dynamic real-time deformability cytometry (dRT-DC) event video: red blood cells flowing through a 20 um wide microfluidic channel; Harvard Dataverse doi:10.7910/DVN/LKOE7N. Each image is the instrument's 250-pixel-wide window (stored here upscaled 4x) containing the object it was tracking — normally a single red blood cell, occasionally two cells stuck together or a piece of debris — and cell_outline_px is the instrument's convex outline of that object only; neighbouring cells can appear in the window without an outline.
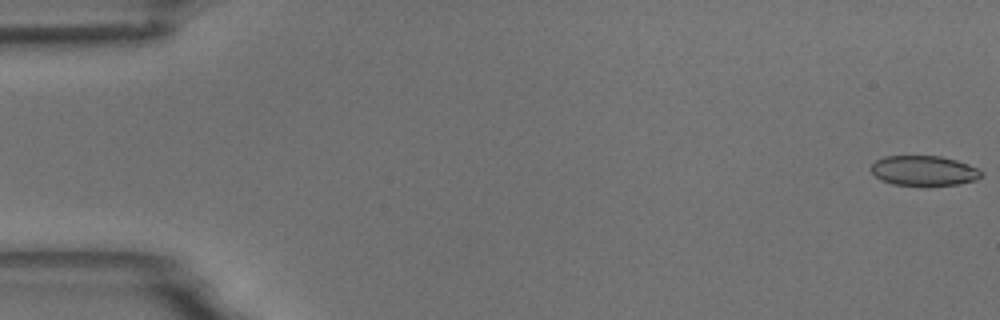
{"species": "common noctule bat (a hibernating species)", "species_latin": "Nyctalus noctula", "temperature_condition": "room temperature", "stored_images_in_passage": 11, "camera_frame_rate_fps": 3000, "um_per_image_px": 0.085, "animal": {"sex": "male", "body_mass_g": 18.8}, "frame": {"image": 1, "passage_image": 1, "time_ms": 0.0, "image_size_px": [1000, 320], "cell_outline_px": [[984, 176], [976, 180], [956, 184], [892, 184], [880, 180], [868, 168], [876, 160], [884, 156], [940, 156], [956, 160], [968, 164], [984, 172]], "centroid_in_image_um": [78.52, 14.49], "position_along_channel_um": 6.5, "area_um2": 19.07}}
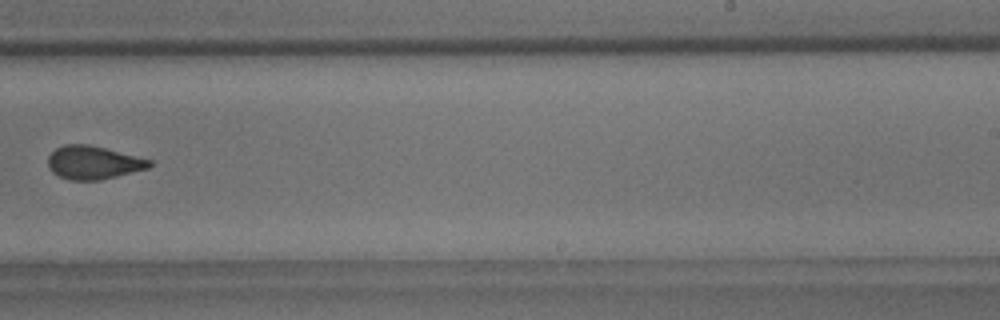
{"frame": {"image": 2, "passage_image": 10, "time_ms": 11.333, "image_size_px": [1000, 320], "cell_outline_px": [[152, 164], [148, 168], [100, 180], [68, 180], [52, 172], [48, 168], [48, 156], [56, 148], [64, 144], [88, 144], [152, 160]], "centroid_in_image_um": [7.9, 13.82], "position_along_channel_um": 281.1, "area_um2": 19.54}}
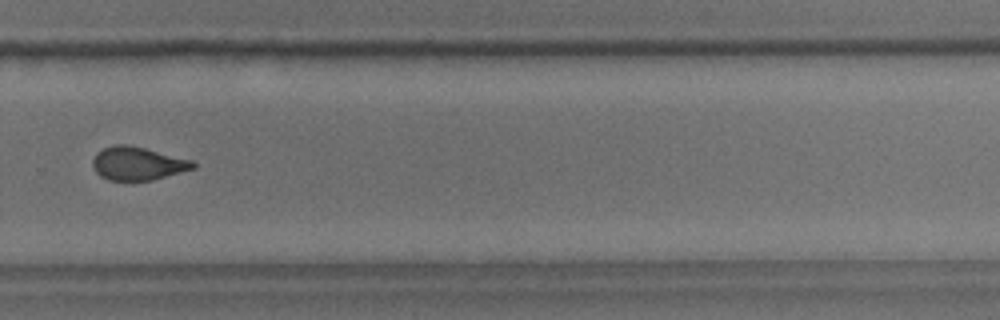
{"frame": {"image": 3, "passage_image": 11, "time_ms": 12.333, "image_size_px": [1000, 320], "cell_outline_px": [[196, 168], [152, 180], [108, 180], [100, 176], [96, 172], [92, 164], [92, 160], [96, 152], [104, 148], [116, 144], [124, 144], [144, 148], [192, 160], [196, 164]], "centroid_in_image_um": [11.69, 13.9], "position_along_channel_um": 318.1, "area_um2": 19.36}}